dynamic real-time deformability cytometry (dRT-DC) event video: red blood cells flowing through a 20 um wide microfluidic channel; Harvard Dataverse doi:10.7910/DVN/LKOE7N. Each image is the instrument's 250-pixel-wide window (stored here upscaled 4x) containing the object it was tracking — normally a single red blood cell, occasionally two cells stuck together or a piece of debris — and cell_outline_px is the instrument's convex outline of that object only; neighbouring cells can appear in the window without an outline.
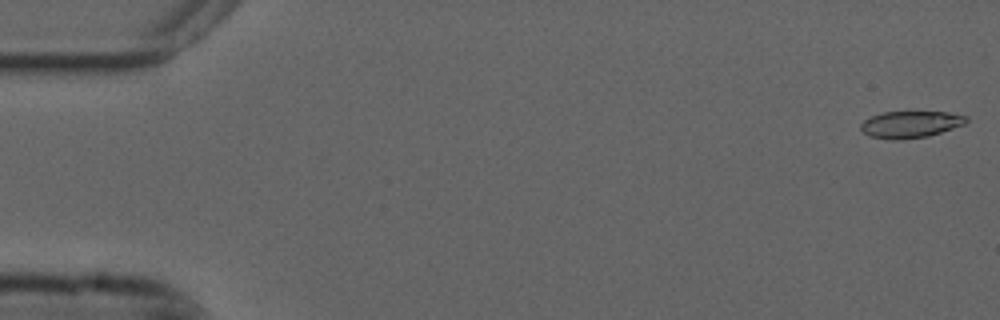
{"species": "common noctule bat (a hibernating species)", "species_latin": "Nyctalus noctula", "temperature_condition": "cold", "stored_images_in_passage": 12, "camera_frame_rate_fps": 3000, "um_per_image_px": 0.085, "animal": {"sex": "male", "forearm_length_mm": 52.5}, "frame": {"image": 1, "passage_image": 1, "time_ms": 0.0, "image_size_px": [1000, 320], "cell_outline_px": [[968, 120], [964, 124], [928, 136], [900, 140], [892, 140], [868, 136], [860, 128], [860, 124], [864, 120], [872, 116], [884, 112], [948, 112], [968, 116]], "centroid_in_image_um": [77.37, 10.57], "position_along_channel_um": 7.6, "area_um2": 16.42}}